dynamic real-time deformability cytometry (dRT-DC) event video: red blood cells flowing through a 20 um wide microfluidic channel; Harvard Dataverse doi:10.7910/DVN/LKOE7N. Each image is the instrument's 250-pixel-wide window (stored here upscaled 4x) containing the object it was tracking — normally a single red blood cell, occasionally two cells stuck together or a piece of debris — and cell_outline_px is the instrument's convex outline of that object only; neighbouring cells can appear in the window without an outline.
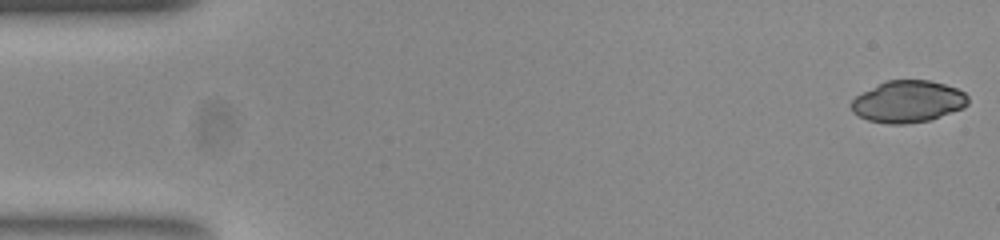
{"species": "common noctule bat (a hibernating species)", "species_latin": "Nyctalus noctula", "temperature_condition": "room temperature", "stored_images_in_passage": 16, "camera_frame_rate_fps": 3000, "um_per_image_px": 0.085, "animal": {"sex": "female", "body_mass_g": 23.0, "forearm_length_mm": 53.4}, "frame": {"image": 1, "passage_image": 1, "time_ms": 0.0, "image_size_px": [1000, 240], "cell_outline_px": [[968, 104], [964, 108], [928, 120], [904, 124], [888, 124], [868, 120], [852, 112], [852, 100], [856, 96], [888, 80], [928, 80], [944, 84], [956, 88], [964, 92], [968, 96]], "centroid_in_image_um": [77.2, 8.64], "position_along_channel_um": 7.8, "area_um2": 28.09}}
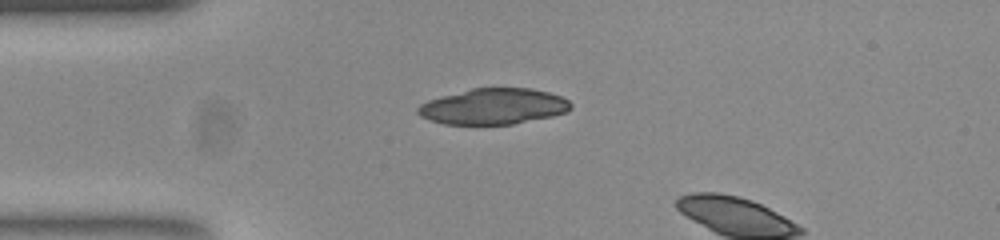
{"frame": {"image": 2, "passage_image": 13, "time_ms": 4.0, "image_size_px": [1000, 240], "cell_outline_px": [[572, 108], [568, 112], [552, 116], [512, 124], [444, 124], [420, 116], [416, 112], [416, 108], [420, 104], [428, 100], [472, 88], [532, 88], [548, 92], [560, 96], [568, 100], [572, 104]], "centroid_in_image_um": [41.96, 9.04], "position_along_channel_um": 43.0, "area_um2": 31.91}}